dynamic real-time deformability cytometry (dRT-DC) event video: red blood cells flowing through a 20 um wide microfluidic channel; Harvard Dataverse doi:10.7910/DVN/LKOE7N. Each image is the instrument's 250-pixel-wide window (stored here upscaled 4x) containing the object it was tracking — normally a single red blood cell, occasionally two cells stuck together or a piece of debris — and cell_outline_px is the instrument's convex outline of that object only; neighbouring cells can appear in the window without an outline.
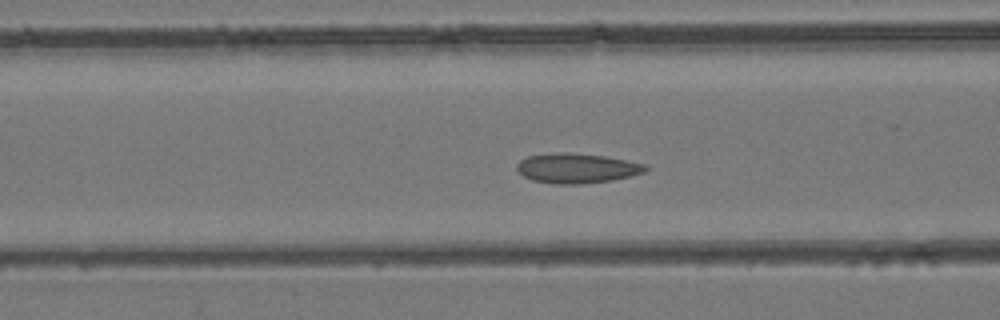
{"species": "common noctule bat (a hibernating species)", "species_latin": "Nyctalus noctula", "temperature_condition": "room temperature", "stored_images_in_passage": 31, "camera_frame_rate_fps": 3000, "um_per_image_px": 0.085, "animal": {"sex": "female", "body_mass_g": 24.6, "forearm_length_mm": 56.2}, "frame": {"image": 1, "passage_image": 4, "time_ms": 1.0, "image_size_px": [1000, 320], "cell_outline_px": [[648, 168], [644, 172], [612, 180], [576, 184], [552, 184], [532, 180], [524, 176], [516, 168], [516, 164], [520, 160], [528, 156], [556, 152], [560, 152], [604, 156], [644, 164]], "centroid_in_image_um": [48.97, 14.3], "position_along_channel_um": 117.6, "area_um2": 22.02}}
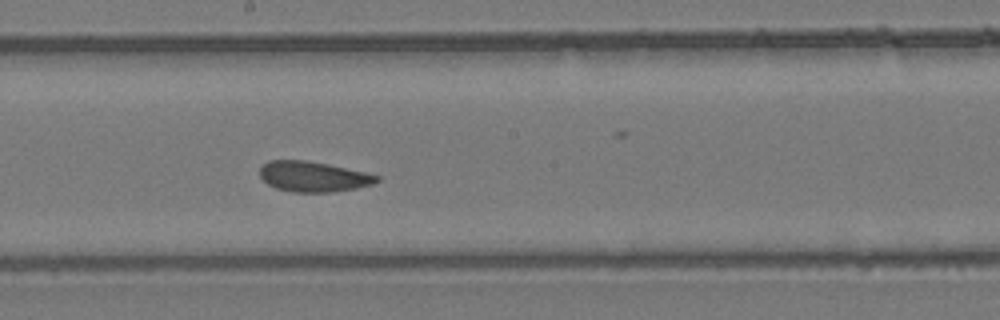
{"frame": {"image": 2, "passage_image": 12, "time_ms": 3.667, "image_size_px": [1000, 320], "cell_outline_px": [[380, 180], [372, 184], [356, 188], [332, 192], [292, 192], [276, 188], [268, 184], [260, 176], [260, 168], [268, 160], [304, 160], [328, 164], [364, 172], [380, 176]], "centroid_in_image_um": [26.62, 15.01], "position_along_channel_um": 221.6, "area_um2": 20.58}}
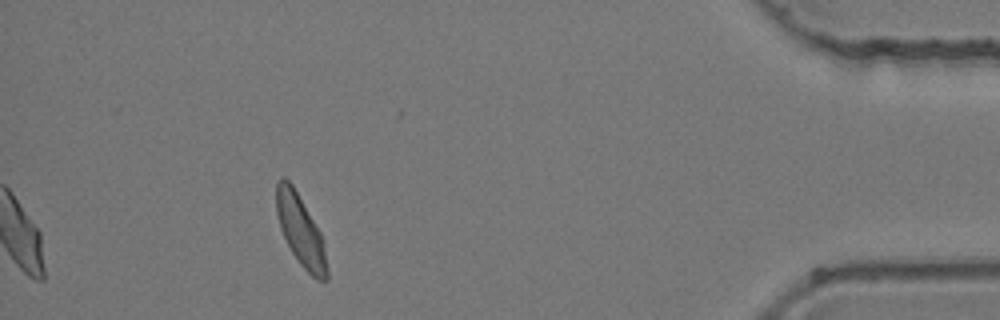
{"frame": {"image": 3, "passage_image": 31, "time_ms": 10.0, "image_size_px": [1000, 320], "cell_outline_px": [[328, 280], [316, 280], [300, 264], [292, 252], [280, 228], [276, 212], [276, 180], [280, 176], [284, 176], [292, 184], [320, 232], [324, 240], [328, 268]], "centroid_in_image_um": [25.55, 19.59], "position_along_channel_um": 409.6, "area_um2": 20.92}}